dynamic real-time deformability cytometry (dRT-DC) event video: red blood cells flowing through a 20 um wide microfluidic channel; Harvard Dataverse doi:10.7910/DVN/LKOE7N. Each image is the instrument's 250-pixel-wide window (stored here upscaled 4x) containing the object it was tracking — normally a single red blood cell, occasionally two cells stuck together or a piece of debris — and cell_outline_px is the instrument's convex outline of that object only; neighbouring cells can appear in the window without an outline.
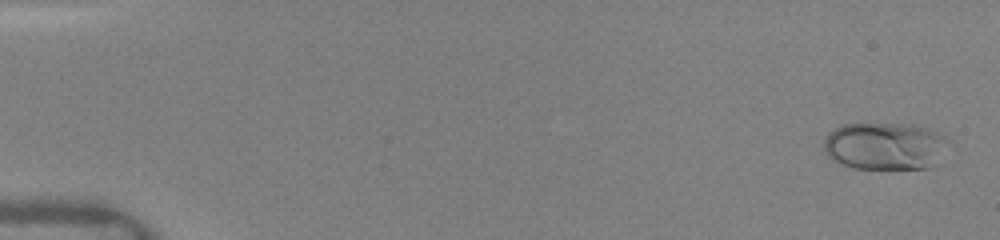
{"species": "human", "species_latin": "Homo sapiens", "temperature_condition": "warm", "stored_images_in_passage": 24, "camera_frame_rate_fps": 3000, "um_per_image_px": 0.085, "donor": {"sex": "female"}, "frame": {"image": 1, "passage_image": 1, "time_ms": 0.0, "image_size_px": [1000, 240], "cell_outline_px": [[948, 140], [932, 164], [928, 168], [856, 168], [840, 164], [832, 160], [828, 156], [824, 148], [824, 140], [836, 128], [844, 124], [912, 124], [928, 128], [944, 136]], "centroid_in_image_um": [75.16, 12.4], "position_along_channel_um": 9.8, "area_um2": 33.64}}
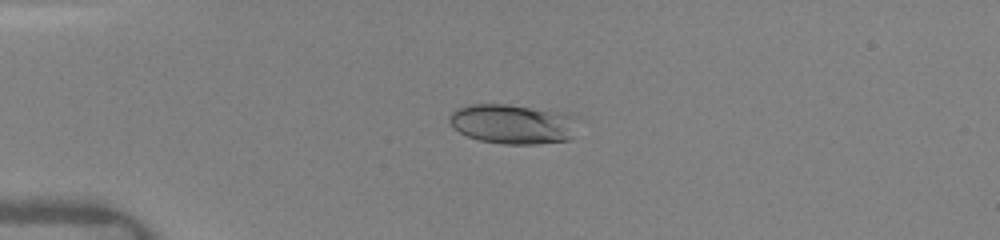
{"frame": {"image": 2, "passage_image": 21, "time_ms": 3.667, "image_size_px": [1000, 240], "cell_outline_px": [[572, 136], [568, 140], [536, 144], [504, 144], [480, 140], [468, 136], [452, 128], [448, 120], [448, 116], [456, 108], [468, 104], [508, 104], [568, 112], [572, 116]], "centroid_in_image_um": [43.5, 10.52], "position_along_channel_um": 41.5, "area_um2": 29.71}}